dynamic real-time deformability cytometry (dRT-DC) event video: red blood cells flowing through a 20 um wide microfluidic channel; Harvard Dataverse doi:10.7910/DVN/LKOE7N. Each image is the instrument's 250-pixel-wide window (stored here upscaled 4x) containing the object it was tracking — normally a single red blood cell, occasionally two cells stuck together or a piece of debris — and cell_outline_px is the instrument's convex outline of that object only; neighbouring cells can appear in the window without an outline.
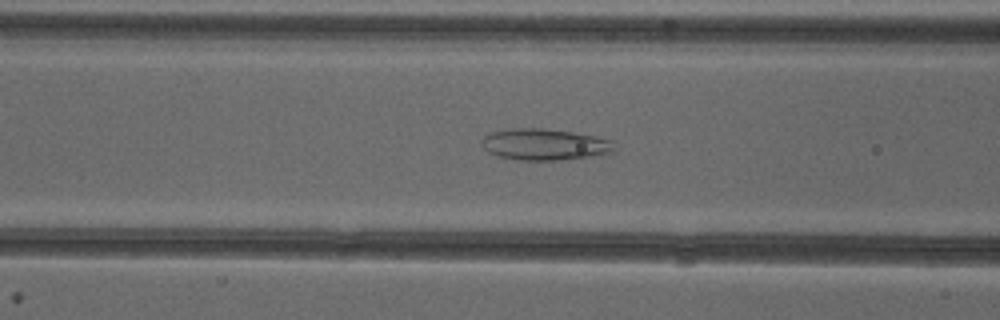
{"species": "common noctule bat (a hibernating species)", "species_latin": "Nyctalus noctula", "temperature_condition": "cold", "stored_images_in_passage": 52, "camera_frame_rate_fps": 3000, "um_per_image_px": 0.085, "animal": {"sex": "female"}, "frame": {"image": 1, "passage_image": 21, "time_ms": 6.667, "image_size_px": [1000, 320], "cell_outline_px": [[616, 152], [600, 156], [568, 160], [520, 160], [496, 156], [488, 152], [480, 144], [480, 140], [484, 136], [492, 132], [508, 128], [544, 128], [572, 132], [596, 136], [612, 140], [616, 148]], "centroid_in_image_um": [46.34, 12.29], "position_along_channel_um": 120.3, "area_um2": 24.97}}
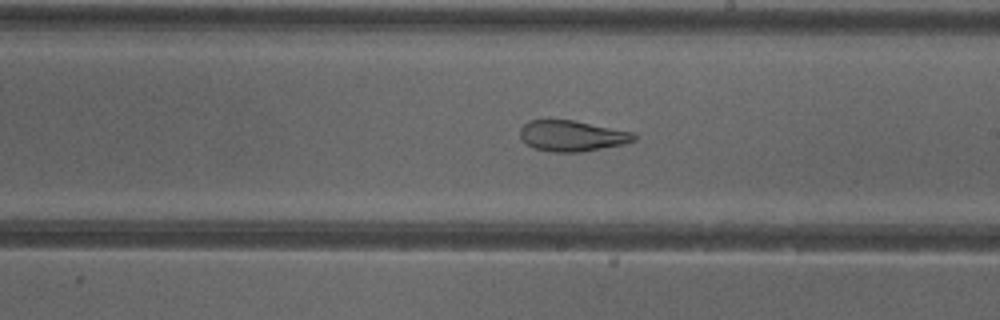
{"frame": {"image": 2, "passage_image": 30, "time_ms": 9.667, "image_size_px": [1000, 320], "cell_outline_px": [[640, 136], [636, 140], [624, 144], [580, 152], [552, 152], [536, 148], [528, 144], [520, 136], [520, 128], [528, 120], [572, 120], [632, 132]], "centroid_in_image_um": [48.65, 11.55], "position_along_channel_um": 240.3, "area_um2": 20.29}}
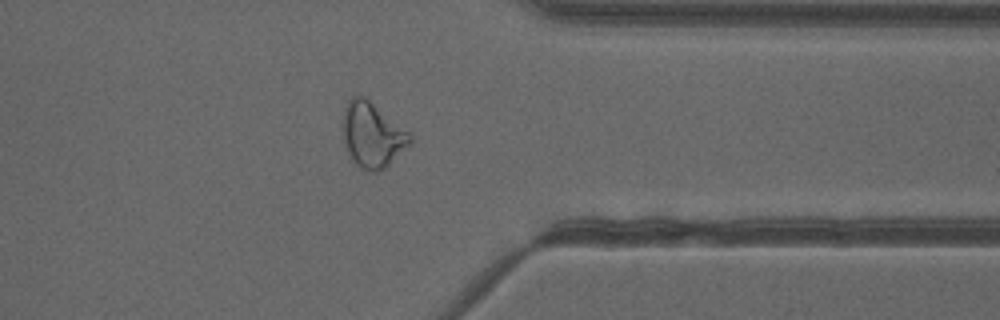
{"frame": {"image": 3, "passage_image": 41, "time_ms": 13.333, "image_size_px": [1000, 320], "cell_outline_px": [[412, 144], [384, 168], [376, 172], [368, 172], [360, 168], [352, 160], [344, 144], [344, 108], [348, 100], [352, 96], [364, 96], [408, 132], [412, 136]], "centroid_in_image_um": [31.65, 11.5], "position_along_channel_um": 379.8, "area_um2": 25.14}, "authors_computed_cell_mechanics": {"area_um2": 26.9348, "velocity_mm_per_s": 3.9985, "shape_relaxation_time_tau1_ms": null, "shape_relaxation_time_tau2_ms": 2.3304, "deformation_change_tau1": null, "deformation_change_tau2": 0.1069}}